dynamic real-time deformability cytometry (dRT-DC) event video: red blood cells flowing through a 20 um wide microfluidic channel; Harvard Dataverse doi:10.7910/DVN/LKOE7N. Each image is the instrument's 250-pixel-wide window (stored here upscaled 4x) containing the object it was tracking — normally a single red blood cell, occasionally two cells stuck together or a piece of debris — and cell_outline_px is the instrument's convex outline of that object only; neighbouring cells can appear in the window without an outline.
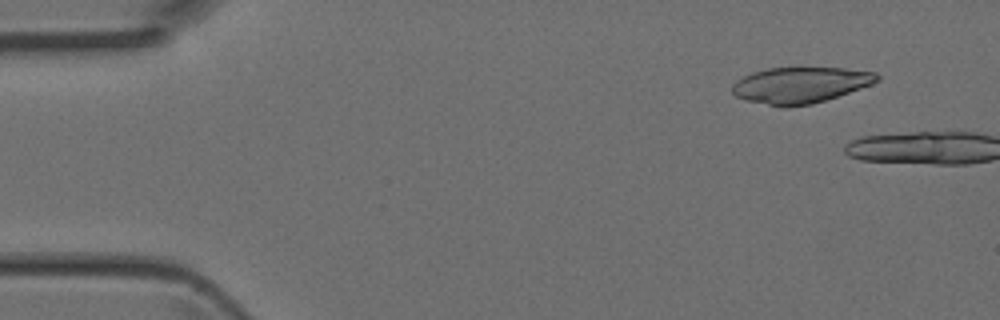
{"species": "Egyptian fruit bat (a non-hibernating species)", "species_latin": "Rousettus aegyptiacus", "temperature_condition": "room temperature", "stored_images_in_passage": 4, "camera_frame_rate_fps": 3000, "um_per_image_px": 0.085, "animal": {"sex": "female"}, "frame": {"image": 1, "passage_image": 1, "time_ms": 0.0, "image_size_px": [1000, 320], "cell_outline_px": [[880, 80], [872, 84], [812, 104], [784, 108], [744, 100], [736, 96], [732, 92], [732, 84], [736, 80], [752, 72], [768, 68], [844, 68], [876, 72], [880, 76]], "centroid_in_image_um": [68.0, 7.23], "position_along_channel_um": 17.0, "area_um2": 30.46}}